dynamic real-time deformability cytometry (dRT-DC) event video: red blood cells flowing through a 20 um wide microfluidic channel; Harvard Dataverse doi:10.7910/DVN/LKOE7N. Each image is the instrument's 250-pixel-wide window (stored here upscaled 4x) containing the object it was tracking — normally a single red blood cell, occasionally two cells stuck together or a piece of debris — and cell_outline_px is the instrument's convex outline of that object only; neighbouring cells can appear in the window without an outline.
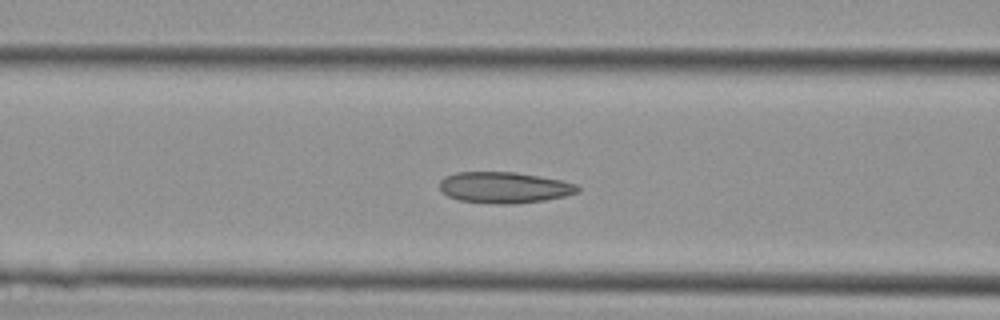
{"species": "Egyptian fruit bat (a non-hibernating species)", "species_latin": "Rousettus aegyptiacus", "temperature_condition": "cold", "stored_images_in_passage": 42, "camera_frame_rate_fps": 3000, "um_per_image_px": 0.085, "animal": {"sex": "female"}, "frame": {"image": 1, "passage_image": 17, "time_ms": 5.333, "image_size_px": [1000, 320], "cell_outline_px": [[580, 192], [564, 196], [544, 200], [516, 204], [492, 204], [460, 200], [448, 196], [440, 192], [440, 180], [444, 176], [456, 172], [516, 172], [560, 180], [576, 184], [580, 188]], "centroid_in_image_um": [42.83, 15.94], "position_along_channel_um": 123.8, "area_um2": 25.2}}
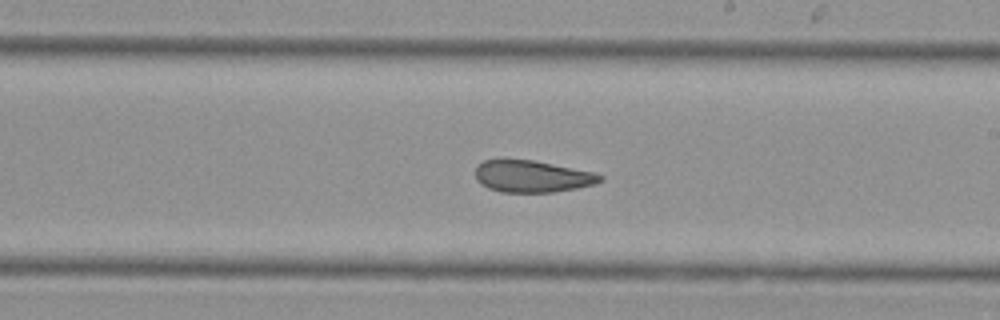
{"frame": {"image": 2, "passage_image": 25, "time_ms": 8.0, "image_size_px": [1000, 320], "cell_outline_px": [[604, 180], [596, 184], [576, 188], [552, 192], [500, 192], [488, 188], [480, 184], [476, 180], [476, 164], [484, 160], [532, 160], [592, 172], [604, 176]], "centroid_in_image_um": [45.21, 15.0], "position_along_channel_um": 243.8, "area_um2": 23.06}}
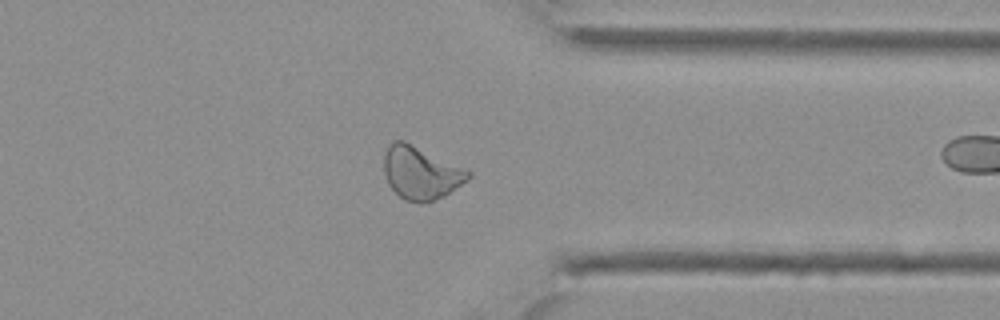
{"frame": {"image": 3, "passage_image": 34, "time_ms": 11.0, "image_size_px": [1000, 320], "cell_outline_px": [[472, 176], [468, 180], [444, 196], [420, 204], [404, 200], [388, 184], [384, 172], [384, 152], [392, 140], [404, 140], [468, 168], [472, 172]], "centroid_in_image_um": [35.8, 14.67], "position_along_channel_um": 375.6, "area_um2": 26.41}}